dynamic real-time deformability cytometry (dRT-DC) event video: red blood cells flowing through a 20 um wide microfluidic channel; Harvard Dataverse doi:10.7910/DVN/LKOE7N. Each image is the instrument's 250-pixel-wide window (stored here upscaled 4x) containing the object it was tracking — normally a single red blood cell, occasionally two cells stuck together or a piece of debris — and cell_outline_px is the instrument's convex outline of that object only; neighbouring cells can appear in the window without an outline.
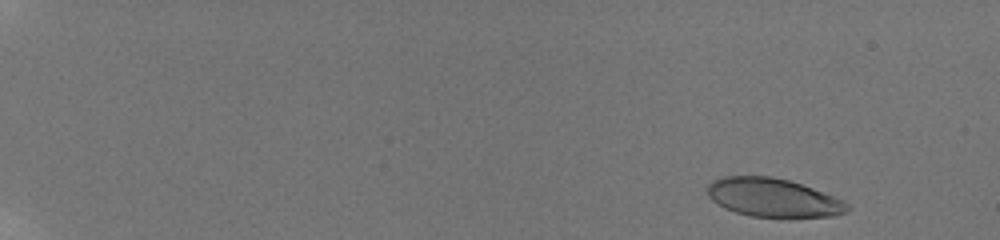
{"species": "human", "species_latin": "Homo sapiens", "temperature_condition": "room temperature", "stored_images_in_passage": 41, "camera_frame_rate_fps": 3000, "um_per_image_px": 0.085, "donor": {"sex": "male"}, "frame": {"image": 1, "passage_image": 4, "time_ms": 1.0, "image_size_px": [1000, 240], "cell_outline_px": [[852, 208], [836, 216], [788, 220], [784, 220], [752, 216], [736, 212], [724, 208], [712, 200], [708, 196], [708, 184], [712, 180], [724, 176], [772, 176], [788, 180], [812, 188], [844, 200]], "centroid_in_image_um": [65.76, 16.85], "position_along_channel_um": 19.2, "area_um2": 32.37}}
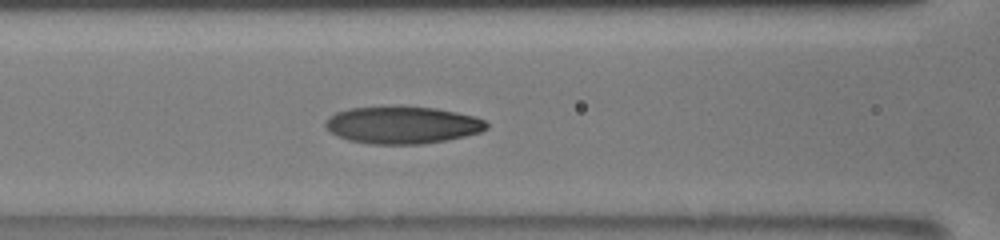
{"frame": {"image": 2, "passage_image": 27, "time_ms": 8.667, "image_size_px": [1000, 240], "cell_outline_px": [[488, 128], [480, 132], [464, 136], [444, 140], [420, 144], [368, 144], [348, 140], [324, 128], [324, 124], [336, 112], [348, 108], [396, 104], [404, 104], [436, 108], [476, 116], [484, 120], [488, 124]], "centroid_in_image_um": [34.2, 10.58], "position_along_channel_um": 132.4, "area_um2": 35.66}}
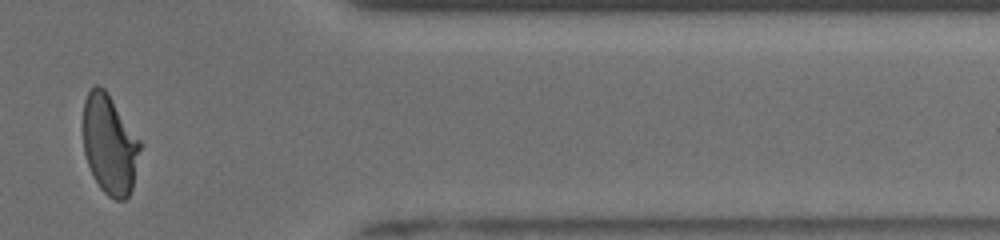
{"frame": {"image": 3, "passage_image": 39, "time_ms": 16.0, "image_size_px": [1000, 240], "cell_outline_px": [[144, 144], [132, 188], [128, 196], [124, 200], [116, 200], [108, 196], [100, 188], [92, 176], [84, 152], [84, 100], [88, 92], [96, 84], [104, 88], [108, 92]], "centroid_in_image_um": [9.37, 12.29], "position_along_channel_um": 402.0, "area_um2": 33.64}, "authors_computed_cell_mechanics": {"area_um2": 33.0616, "velocity_mm_per_s": 3.8851, "shape_relaxation_time_tau1_ms": 5.2731, "shape_relaxation_time_tau2_ms": 1.4796, "deformation_change_tau1": 0.2307, "deformation_change_tau2": 0.0768}}